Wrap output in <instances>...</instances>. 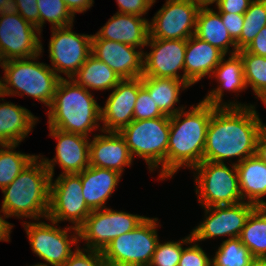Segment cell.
<instances>
[{"label": "cell", "mask_w": 266, "mask_h": 266, "mask_svg": "<svg viewBox=\"0 0 266 266\" xmlns=\"http://www.w3.org/2000/svg\"><path fill=\"white\" fill-rule=\"evenodd\" d=\"M13 9V0H0V14Z\"/></svg>", "instance_id": "obj_48"}, {"label": "cell", "mask_w": 266, "mask_h": 266, "mask_svg": "<svg viewBox=\"0 0 266 266\" xmlns=\"http://www.w3.org/2000/svg\"><path fill=\"white\" fill-rule=\"evenodd\" d=\"M256 156L266 163V124L260 131L257 139Z\"/></svg>", "instance_id": "obj_46"}, {"label": "cell", "mask_w": 266, "mask_h": 266, "mask_svg": "<svg viewBox=\"0 0 266 266\" xmlns=\"http://www.w3.org/2000/svg\"><path fill=\"white\" fill-rule=\"evenodd\" d=\"M243 62L246 87L251 86L256 96L266 105V57L247 52H237Z\"/></svg>", "instance_id": "obj_31"}, {"label": "cell", "mask_w": 266, "mask_h": 266, "mask_svg": "<svg viewBox=\"0 0 266 266\" xmlns=\"http://www.w3.org/2000/svg\"><path fill=\"white\" fill-rule=\"evenodd\" d=\"M254 258L266 259V207H256L239 236Z\"/></svg>", "instance_id": "obj_30"}, {"label": "cell", "mask_w": 266, "mask_h": 266, "mask_svg": "<svg viewBox=\"0 0 266 266\" xmlns=\"http://www.w3.org/2000/svg\"><path fill=\"white\" fill-rule=\"evenodd\" d=\"M13 10L39 30V9L37 0H13Z\"/></svg>", "instance_id": "obj_40"}, {"label": "cell", "mask_w": 266, "mask_h": 266, "mask_svg": "<svg viewBox=\"0 0 266 266\" xmlns=\"http://www.w3.org/2000/svg\"><path fill=\"white\" fill-rule=\"evenodd\" d=\"M2 79H0V97H3L2 95V82H1Z\"/></svg>", "instance_id": "obj_52"}, {"label": "cell", "mask_w": 266, "mask_h": 266, "mask_svg": "<svg viewBox=\"0 0 266 266\" xmlns=\"http://www.w3.org/2000/svg\"><path fill=\"white\" fill-rule=\"evenodd\" d=\"M253 0H219L216 3L219 13L244 15Z\"/></svg>", "instance_id": "obj_43"}, {"label": "cell", "mask_w": 266, "mask_h": 266, "mask_svg": "<svg viewBox=\"0 0 266 266\" xmlns=\"http://www.w3.org/2000/svg\"><path fill=\"white\" fill-rule=\"evenodd\" d=\"M195 243L192 234H189L190 247L184 248L178 266H212V259L209 258L204 250Z\"/></svg>", "instance_id": "obj_39"}, {"label": "cell", "mask_w": 266, "mask_h": 266, "mask_svg": "<svg viewBox=\"0 0 266 266\" xmlns=\"http://www.w3.org/2000/svg\"><path fill=\"white\" fill-rule=\"evenodd\" d=\"M194 35L217 47L225 54L228 53L230 45L234 50L229 51V54L237 53L236 42L225 28L219 12L212 8L201 7L199 9Z\"/></svg>", "instance_id": "obj_27"}, {"label": "cell", "mask_w": 266, "mask_h": 266, "mask_svg": "<svg viewBox=\"0 0 266 266\" xmlns=\"http://www.w3.org/2000/svg\"><path fill=\"white\" fill-rule=\"evenodd\" d=\"M225 163L202 161L193 168L196 194L202 207L233 205L243 201L235 163L232 168Z\"/></svg>", "instance_id": "obj_8"}, {"label": "cell", "mask_w": 266, "mask_h": 266, "mask_svg": "<svg viewBox=\"0 0 266 266\" xmlns=\"http://www.w3.org/2000/svg\"><path fill=\"white\" fill-rule=\"evenodd\" d=\"M215 108L200 100L191 110H181L170 117L167 178L182 166L192 170L203 161L207 128Z\"/></svg>", "instance_id": "obj_2"}, {"label": "cell", "mask_w": 266, "mask_h": 266, "mask_svg": "<svg viewBox=\"0 0 266 266\" xmlns=\"http://www.w3.org/2000/svg\"><path fill=\"white\" fill-rule=\"evenodd\" d=\"M265 124L255 105L216 107L207 128L203 161L224 163L226 159H244L256 155L257 139Z\"/></svg>", "instance_id": "obj_1"}, {"label": "cell", "mask_w": 266, "mask_h": 266, "mask_svg": "<svg viewBox=\"0 0 266 266\" xmlns=\"http://www.w3.org/2000/svg\"><path fill=\"white\" fill-rule=\"evenodd\" d=\"M2 211L0 210V213ZM4 216V217H3ZM3 216L0 214V241L9 242L10 241V233L13 225L8 221L4 220V218H8L4 213Z\"/></svg>", "instance_id": "obj_47"}, {"label": "cell", "mask_w": 266, "mask_h": 266, "mask_svg": "<svg viewBox=\"0 0 266 266\" xmlns=\"http://www.w3.org/2000/svg\"><path fill=\"white\" fill-rule=\"evenodd\" d=\"M39 9V31L48 21L52 27H67L73 25L74 15L67 8L64 0H37Z\"/></svg>", "instance_id": "obj_35"}, {"label": "cell", "mask_w": 266, "mask_h": 266, "mask_svg": "<svg viewBox=\"0 0 266 266\" xmlns=\"http://www.w3.org/2000/svg\"><path fill=\"white\" fill-rule=\"evenodd\" d=\"M40 34L36 26L24 20L13 9L2 12L0 14V53L4 61L41 55L43 47L39 39Z\"/></svg>", "instance_id": "obj_12"}, {"label": "cell", "mask_w": 266, "mask_h": 266, "mask_svg": "<svg viewBox=\"0 0 266 266\" xmlns=\"http://www.w3.org/2000/svg\"><path fill=\"white\" fill-rule=\"evenodd\" d=\"M118 13L131 14L142 17L153 6L152 0H116Z\"/></svg>", "instance_id": "obj_41"}, {"label": "cell", "mask_w": 266, "mask_h": 266, "mask_svg": "<svg viewBox=\"0 0 266 266\" xmlns=\"http://www.w3.org/2000/svg\"><path fill=\"white\" fill-rule=\"evenodd\" d=\"M211 76L215 77L220 85L205 96L203 99L205 103L216 107H248L247 104L234 103V101L222 102L224 89L232 90V92H241L245 88L247 89L243 62L238 53L231 54L227 60L223 57Z\"/></svg>", "instance_id": "obj_23"}, {"label": "cell", "mask_w": 266, "mask_h": 266, "mask_svg": "<svg viewBox=\"0 0 266 266\" xmlns=\"http://www.w3.org/2000/svg\"><path fill=\"white\" fill-rule=\"evenodd\" d=\"M72 27L51 28L49 57L51 68L60 78H64L59 74L63 73L71 79L92 53V35L74 33Z\"/></svg>", "instance_id": "obj_13"}, {"label": "cell", "mask_w": 266, "mask_h": 266, "mask_svg": "<svg viewBox=\"0 0 266 266\" xmlns=\"http://www.w3.org/2000/svg\"><path fill=\"white\" fill-rule=\"evenodd\" d=\"M81 175L60 174L50 182L48 219L57 223L69 221L79 229L90 215L82 191Z\"/></svg>", "instance_id": "obj_10"}, {"label": "cell", "mask_w": 266, "mask_h": 266, "mask_svg": "<svg viewBox=\"0 0 266 266\" xmlns=\"http://www.w3.org/2000/svg\"><path fill=\"white\" fill-rule=\"evenodd\" d=\"M225 56L224 52L207 41L195 35L190 36L185 52L184 81L192 86L205 76L211 78L214 69Z\"/></svg>", "instance_id": "obj_21"}, {"label": "cell", "mask_w": 266, "mask_h": 266, "mask_svg": "<svg viewBox=\"0 0 266 266\" xmlns=\"http://www.w3.org/2000/svg\"><path fill=\"white\" fill-rule=\"evenodd\" d=\"M80 175L82 193L87 206L92 211L106 208L105 203L115 191L122 174L106 168L89 166Z\"/></svg>", "instance_id": "obj_24"}, {"label": "cell", "mask_w": 266, "mask_h": 266, "mask_svg": "<svg viewBox=\"0 0 266 266\" xmlns=\"http://www.w3.org/2000/svg\"><path fill=\"white\" fill-rule=\"evenodd\" d=\"M222 22L229 32L231 38L236 42L242 33L244 24V15L234 13H219Z\"/></svg>", "instance_id": "obj_42"}, {"label": "cell", "mask_w": 266, "mask_h": 266, "mask_svg": "<svg viewBox=\"0 0 266 266\" xmlns=\"http://www.w3.org/2000/svg\"><path fill=\"white\" fill-rule=\"evenodd\" d=\"M95 35L142 50L149 37V21L140 16L117 12Z\"/></svg>", "instance_id": "obj_22"}, {"label": "cell", "mask_w": 266, "mask_h": 266, "mask_svg": "<svg viewBox=\"0 0 266 266\" xmlns=\"http://www.w3.org/2000/svg\"><path fill=\"white\" fill-rule=\"evenodd\" d=\"M67 8L75 16L76 13H83L91 8L94 0H64Z\"/></svg>", "instance_id": "obj_45"}, {"label": "cell", "mask_w": 266, "mask_h": 266, "mask_svg": "<svg viewBox=\"0 0 266 266\" xmlns=\"http://www.w3.org/2000/svg\"><path fill=\"white\" fill-rule=\"evenodd\" d=\"M187 40H164L148 37L146 46H150V53H143V75L150 77L172 78L184 81L185 52Z\"/></svg>", "instance_id": "obj_16"}, {"label": "cell", "mask_w": 266, "mask_h": 266, "mask_svg": "<svg viewBox=\"0 0 266 266\" xmlns=\"http://www.w3.org/2000/svg\"><path fill=\"white\" fill-rule=\"evenodd\" d=\"M141 81L164 115L171 117L186 108L184 106L175 108V104L179 102L180 89L185 90L190 87L185 81L150 76H141Z\"/></svg>", "instance_id": "obj_28"}, {"label": "cell", "mask_w": 266, "mask_h": 266, "mask_svg": "<svg viewBox=\"0 0 266 266\" xmlns=\"http://www.w3.org/2000/svg\"><path fill=\"white\" fill-rule=\"evenodd\" d=\"M90 140V166L106 168L122 174L125 166L132 165L133 157L119 132H103ZM107 134V135H106Z\"/></svg>", "instance_id": "obj_20"}, {"label": "cell", "mask_w": 266, "mask_h": 266, "mask_svg": "<svg viewBox=\"0 0 266 266\" xmlns=\"http://www.w3.org/2000/svg\"><path fill=\"white\" fill-rule=\"evenodd\" d=\"M17 146L18 144H0L1 190L13 182L24 168L37 156L14 151Z\"/></svg>", "instance_id": "obj_32"}, {"label": "cell", "mask_w": 266, "mask_h": 266, "mask_svg": "<svg viewBox=\"0 0 266 266\" xmlns=\"http://www.w3.org/2000/svg\"><path fill=\"white\" fill-rule=\"evenodd\" d=\"M101 108L89 90L73 79L61 78L47 113L48 127L88 137L100 126Z\"/></svg>", "instance_id": "obj_3"}, {"label": "cell", "mask_w": 266, "mask_h": 266, "mask_svg": "<svg viewBox=\"0 0 266 266\" xmlns=\"http://www.w3.org/2000/svg\"><path fill=\"white\" fill-rule=\"evenodd\" d=\"M71 79L87 90L91 88L102 91L114 89L122 80L106 63L92 54Z\"/></svg>", "instance_id": "obj_29"}, {"label": "cell", "mask_w": 266, "mask_h": 266, "mask_svg": "<svg viewBox=\"0 0 266 266\" xmlns=\"http://www.w3.org/2000/svg\"><path fill=\"white\" fill-rule=\"evenodd\" d=\"M91 51L92 55L106 63L122 80L136 79L143 75L144 52L134 46L100 39L94 34Z\"/></svg>", "instance_id": "obj_18"}, {"label": "cell", "mask_w": 266, "mask_h": 266, "mask_svg": "<svg viewBox=\"0 0 266 266\" xmlns=\"http://www.w3.org/2000/svg\"><path fill=\"white\" fill-rule=\"evenodd\" d=\"M146 218L110 208L93 210L79 228V240L86 242L87 249L103 251L113 239L134 230Z\"/></svg>", "instance_id": "obj_11"}, {"label": "cell", "mask_w": 266, "mask_h": 266, "mask_svg": "<svg viewBox=\"0 0 266 266\" xmlns=\"http://www.w3.org/2000/svg\"><path fill=\"white\" fill-rule=\"evenodd\" d=\"M183 244H189V236L181 241H167L156 246L149 266H178L184 247Z\"/></svg>", "instance_id": "obj_36"}, {"label": "cell", "mask_w": 266, "mask_h": 266, "mask_svg": "<svg viewBox=\"0 0 266 266\" xmlns=\"http://www.w3.org/2000/svg\"><path fill=\"white\" fill-rule=\"evenodd\" d=\"M200 8L194 0H166L149 21V36L164 40H187L195 34Z\"/></svg>", "instance_id": "obj_14"}, {"label": "cell", "mask_w": 266, "mask_h": 266, "mask_svg": "<svg viewBox=\"0 0 266 266\" xmlns=\"http://www.w3.org/2000/svg\"><path fill=\"white\" fill-rule=\"evenodd\" d=\"M79 248L78 246L74 250L62 266H105L102 251L87 249L86 247Z\"/></svg>", "instance_id": "obj_38"}, {"label": "cell", "mask_w": 266, "mask_h": 266, "mask_svg": "<svg viewBox=\"0 0 266 266\" xmlns=\"http://www.w3.org/2000/svg\"><path fill=\"white\" fill-rule=\"evenodd\" d=\"M138 91L139 78L123 79L117 84L101 108L102 132H120L134 120Z\"/></svg>", "instance_id": "obj_19"}, {"label": "cell", "mask_w": 266, "mask_h": 266, "mask_svg": "<svg viewBox=\"0 0 266 266\" xmlns=\"http://www.w3.org/2000/svg\"><path fill=\"white\" fill-rule=\"evenodd\" d=\"M126 141L132 157H142L149 170L159 168L160 179L167 178V147L170 134V117L133 120L119 132Z\"/></svg>", "instance_id": "obj_6"}, {"label": "cell", "mask_w": 266, "mask_h": 266, "mask_svg": "<svg viewBox=\"0 0 266 266\" xmlns=\"http://www.w3.org/2000/svg\"><path fill=\"white\" fill-rule=\"evenodd\" d=\"M37 121V117L24 107L11 102L0 103V144H19Z\"/></svg>", "instance_id": "obj_26"}, {"label": "cell", "mask_w": 266, "mask_h": 266, "mask_svg": "<svg viewBox=\"0 0 266 266\" xmlns=\"http://www.w3.org/2000/svg\"><path fill=\"white\" fill-rule=\"evenodd\" d=\"M235 165L243 201L247 198L256 207H266V201L261 198L266 195V163L254 155Z\"/></svg>", "instance_id": "obj_25"}, {"label": "cell", "mask_w": 266, "mask_h": 266, "mask_svg": "<svg viewBox=\"0 0 266 266\" xmlns=\"http://www.w3.org/2000/svg\"><path fill=\"white\" fill-rule=\"evenodd\" d=\"M39 56L4 62L2 68L5 72L1 78L3 97L26 94L50 107L61 78L51 66L34 62Z\"/></svg>", "instance_id": "obj_5"}, {"label": "cell", "mask_w": 266, "mask_h": 266, "mask_svg": "<svg viewBox=\"0 0 266 266\" xmlns=\"http://www.w3.org/2000/svg\"><path fill=\"white\" fill-rule=\"evenodd\" d=\"M50 136L57 139L56 156L51 160L41 158L50 173L54 176L55 164H59L63 173L79 174L90 166V139L87 136L69 133L49 127Z\"/></svg>", "instance_id": "obj_17"}, {"label": "cell", "mask_w": 266, "mask_h": 266, "mask_svg": "<svg viewBox=\"0 0 266 266\" xmlns=\"http://www.w3.org/2000/svg\"><path fill=\"white\" fill-rule=\"evenodd\" d=\"M254 259L239 238H228L216 251L212 258V266H249Z\"/></svg>", "instance_id": "obj_34"}, {"label": "cell", "mask_w": 266, "mask_h": 266, "mask_svg": "<svg viewBox=\"0 0 266 266\" xmlns=\"http://www.w3.org/2000/svg\"><path fill=\"white\" fill-rule=\"evenodd\" d=\"M51 224L43 222H24L28 240L32 251L46 263H37V266H62L74 252L71 246L77 244L79 240V229L69 226L66 228L57 227V222L53 220ZM55 225V226H54ZM74 230L69 237L68 231ZM75 232V233H74Z\"/></svg>", "instance_id": "obj_9"}, {"label": "cell", "mask_w": 266, "mask_h": 266, "mask_svg": "<svg viewBox=\"0 0 266 266\" xmlns=\"http://www.w3.org/2000/svg\"><path fill=\"white\" fill-rule=\"evenodd\" d=\"M245 50L249 53L266 57V26L261 29Z\"/></svg>", "instance_id": "obj_44"}, {"label": "cell", "mask_w": 266, "mask_h": 266, "mask_svg": "<svg viewBox=\"0 0 266 266\" xmlns=\"http://www.w3.org/2000/svg\"><path fill=\"white\" fill-rule=\"evenodd\" d=\"M255 208L247 200L233 205L204 207L205 220L191 232L194 242L226 235L230 239L239 238L248 216Z\"/></svg>", "instance_id": "obj_15"}, {"label": "cell", "mask_w": 266, "mask_h": 266, "mask_svg": "<svg viewBox=\"0 0 266 266\" xmlns=\"http://www.w3.org/2000/svg\"><path fill=\"white\" fill-rule=\"evenodd\" d=\"M157 221L147 217L134 230L113 239L102 251L105 266H149L159 241Z\"/></svg>", "instance_id": "obj_7"}, {"label": "cell", "mask_w": 266, "mask_h": 266, "mask_svg": "<svg viewBox=\"0 0 266 266\" xmlns=\"http://www.w3.org/2000/svg\"><path fill=\"white\" fill-rule=\"evenodd\" d=\"M165 116L157 107L153 98L150 97L148 90L142 85L139 78V91L134 106V120H145Z\"/></svg>", "instance_id": "obj_37"}, {"label": "cell", "mask_w": 266, "mask_h": 266, "mask_svg": "<svg viewBox=\"0 0 266 266\" xmlns=\"http://www.w3.org/2000/svg\"><path fill=\"white\" fill-rule=\"evenodd\" d=\"M4 59H3V57H2V55H1V53H0V66L1 67H3L4 66Z\"/></svg>", "instance_id": "obj_51"}, {"label": "cell", "mask_w": 266, "mask_h": 266, "mask_svg": "<svg viewBox=\"0 0 266 266\" xmlns=\"http://www.w3.org/2000/svg\"><path fill=\"white\" fill-rule=\"evenodd\" d=\"M266 26V0H253L244 13L240 38L236 41L237 52L245 49Z\"/></svg>", "instance_id": "obj_33"}, {"label": "cell", "mask_w": 266, "mask_h": 266, "mask_svg": "<svg viewBox=\"0 0 266 266\" xmlns=\"http://www.w3.org/2000/svg\"><path fill=\"white\" fill-rule=\"evenodd\" d=\"M249 266H266V259L255 258Z\"/></svg>", "instance_id": "obj_50"}, {"label": "cell", "mask_w": 266, "mask_h": 266, "mask_svg": "<svg viewBox=\"0 0 266 266\" xmlns=\"http://www.w3.org/2000/svg\"><path fill=\"white\" fill-rule=\"evenodd\" d=\"M37 155L24 170L2 189L4 198L1 211L7 217L47 219L51 176Z\"/></svg>", "instance_id": "obj_4"}, {"label": "cell", "mask_w": 266, "mask_h": 266, "mask_svg": "<svg viewBox=\"0 0 266 266\" xmlns=\"http://www.w3.org/2000/svg\"><path fill=\"white\" fill-rule=\"evenodd\" d=\"M200 7H208L209 5L217 3L219 0H194Z\"/></svg>", "instance_id": "obj_49"}]
</instances>
